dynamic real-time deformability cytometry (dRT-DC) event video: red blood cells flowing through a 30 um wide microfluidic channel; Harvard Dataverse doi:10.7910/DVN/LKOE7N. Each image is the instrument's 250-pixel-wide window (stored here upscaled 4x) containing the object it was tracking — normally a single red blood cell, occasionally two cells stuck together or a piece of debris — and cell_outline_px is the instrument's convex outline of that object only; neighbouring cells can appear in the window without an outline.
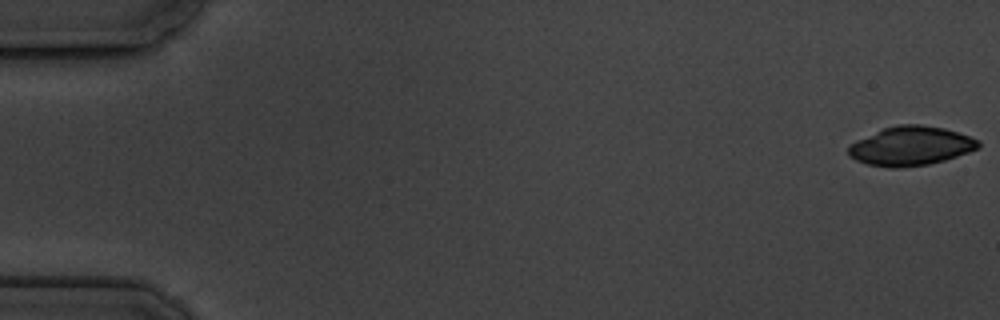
{"species": "common noctule bat (a hibernating species)", "species_latin": "Nyctalus noctula", "temperature_condition": "cold", "stored_images_in_passage": 6, "camera_frame_rate_fps": 3000, "um_per_image_px": 0.085, "animal": {"sex": "male", "body_mass_g": 19.5, "forearm_length_mm": 54.6}, "frame": {"image": 1, "passage_image": 1, "time_ms": 0.0, "image_size_px": [1000, 320], "cell_outline_px": [[980, 148], [944, 160], [928, 164], [900, 168], [888, 168], [868, 164], [856, 160], [848, 156], [848, 148], [856, 140], [884, 128], [900, 124], [920, 124], [944, 128], [980, 140]], "centroid_in_image_um": [77.41, 12.41], "position_along_channel_um": 7.6, "area_um2": 29.48}}